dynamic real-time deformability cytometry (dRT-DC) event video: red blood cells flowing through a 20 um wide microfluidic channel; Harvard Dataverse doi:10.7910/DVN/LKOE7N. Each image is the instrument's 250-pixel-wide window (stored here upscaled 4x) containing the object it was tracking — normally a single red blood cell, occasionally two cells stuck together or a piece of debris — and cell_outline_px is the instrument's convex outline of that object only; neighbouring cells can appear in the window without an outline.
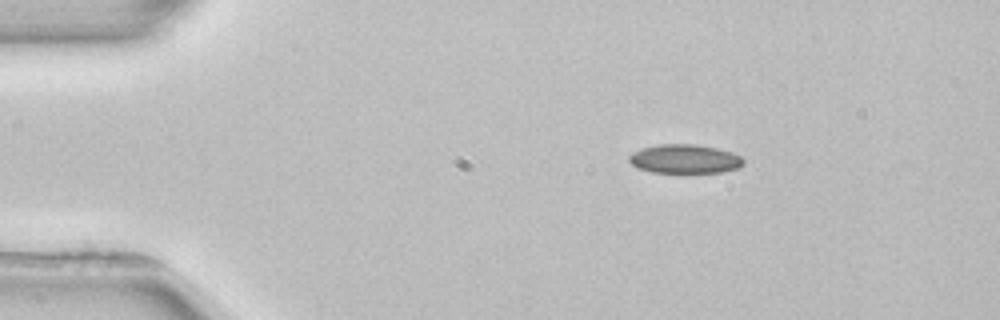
{"species": "common noctule bat (a hibernating species)", "species_latin": "Nyctalus noctula", "temperature_condition": "room temperature", "stored_images_in_passage": 4, "camera_frame_rate_fps": 3000, "um_per_image_px": 0.085, "animal": {"sex": "female", "body_mass_g": 22.7, "forearm_length_mm": 54.2}, "frame": {"image": 1, "passage_image": 1, "time_ms": 0.0, "image_size_px": [1000, 320], "cell_outline_px": [[744, 164], [740, 168], [720, 172], [652, 172], [640, 168], [632, 164], [628, 160], [628, 156], [632, 152], [640, 148], [660, 144], [692, 144], [716, 148], [732, 152], [740, 156], [744, 160]], "centroid_in_image_um": [58.21, 13.5], "position_along_channel_um": 26.8, "area_um2": 19.25}}
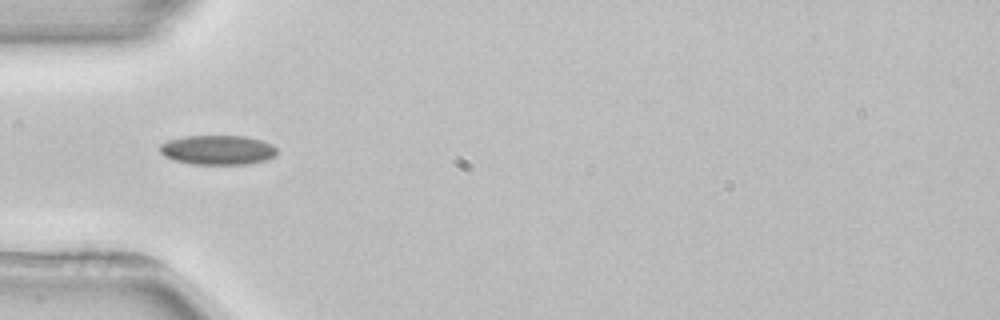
{"frame": {"image": 2, "passage_image": 3, "time_ms": 2.667, "image_size_px": [1000, 320], "cell_outline_px": [[276, 156], [268, 160], [248, 164], [192, 164], [172, 160], [164, 156], [160, 152], [160, 144], [168, 140], [184, 136], [244, 136], [260, 140], [272, 144], [276, 148]], "centroid_in_image_um": [18.5, 12.75], "position_along_channel_um": 66.5, "area_um2": 20.29}}